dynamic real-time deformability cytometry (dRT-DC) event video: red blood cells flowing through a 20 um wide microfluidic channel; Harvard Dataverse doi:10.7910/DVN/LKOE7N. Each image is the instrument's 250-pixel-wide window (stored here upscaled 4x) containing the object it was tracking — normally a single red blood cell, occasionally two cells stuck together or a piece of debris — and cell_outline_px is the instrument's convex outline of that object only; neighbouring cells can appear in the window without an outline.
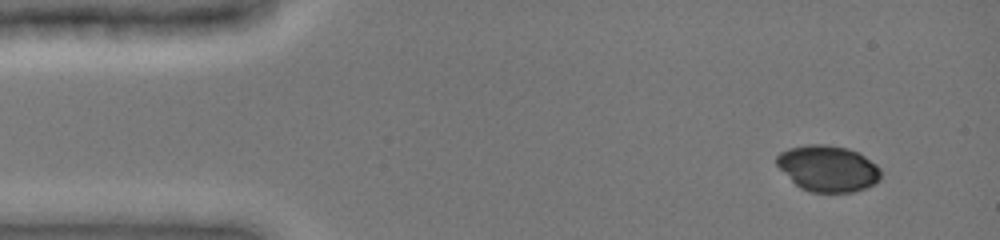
{"species": "common noctule bat (a hibernating species)", "species_latin": "Nyctalus noctula", "temperature_condition": "cold", "stored_images_in_passage": 5, "camera_frame_rate_fps": 3000, "um_per_image_px": 0.085, "animal": {"sex": "female", "body_mass_g": 19.0, "forearm_length_mm": 51.5}, "frame": {"image": 1, "passage_image": 1, "time_ms": 0.0, "image_size_px": [1000, 240], "cell_outline_px": [[880, 180], [868, 188], [852, 192], [812, 192], [800, 188], [776, 164], [776, 156], [780, 152], [788, 148], [808, 144], [824, 144], [848, 148], [864, 156], [876, 164], [880, 168]], "centroid_in_image_um": [70.38, 14.32], "position_along_channel_um": 14.6, "area_um2": 27.98}}
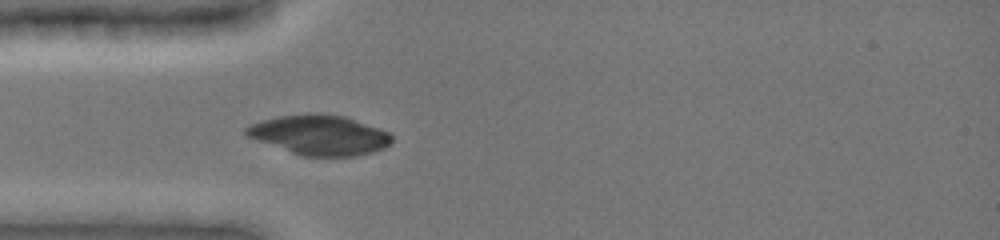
{"frame": {"image": 2, "passage_image": 5, "time_ms": 3.333, "image_size_px": [1000, 240], "cell_outline_px": [[392, 140], [384, 148], [372, 152], [356, 156], [304, 156], [256, 140], [248, 136], [244, 132], [244, 128], [248, 124], [260, 120], [280, 116], [308, 112], [316, 112], [344, 116], [380, 128], [388, 132], [392, 136]], "centroid_in_image_um": [27.14, 11.45], "position_along_channel_um": 57.9, "area_um2": 33.93}}